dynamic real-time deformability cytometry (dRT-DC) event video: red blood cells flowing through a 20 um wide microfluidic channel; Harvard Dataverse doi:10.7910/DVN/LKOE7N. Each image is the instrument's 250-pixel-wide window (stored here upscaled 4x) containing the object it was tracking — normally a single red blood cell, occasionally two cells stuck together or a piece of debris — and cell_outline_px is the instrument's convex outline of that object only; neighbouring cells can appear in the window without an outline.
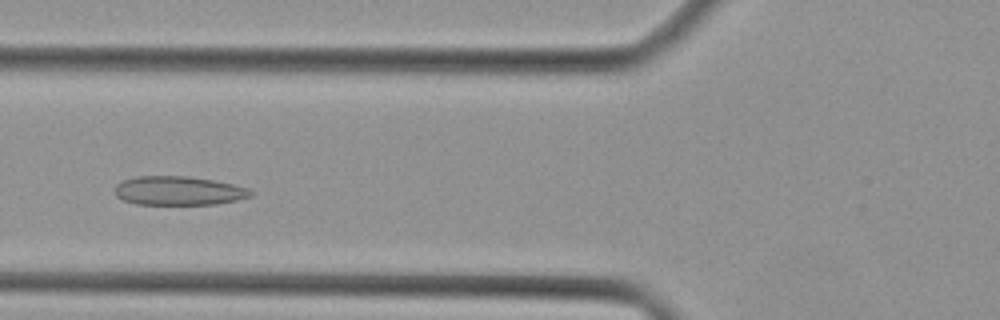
{"species": "Egyptian fruit bat (a non-hibernating species)", "species_latin": "Rousettus aegyptiacus", "temperature_condition": "cold", "stored_images_in_passage": 37, "camera_frame_rate_fps": 3000, "um_per_image_px": 0.085, "animal": {"sex": "female"}, "frame": {"image": 1, "passage_image": 10, "time_ms": 3.0, "image_size_px": [1000, 320], "cell_outline_px": [[256, 192], [252, 196], [236, 200], [216, 204], [136, 204], [124, 200], [116, 196], [116, 184], [124, 180], [136, 176], [188, 176], [212, 180], [232, 184], [248, 188]], "centroid_in_image_um": [15.21, 16.21], "position_along_channel_um": 110.6, "area_um2": 22.83}}
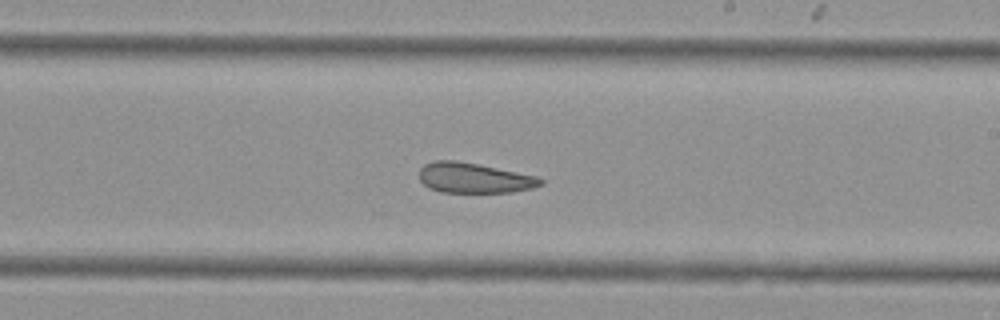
{"frame": {"image": 2, "passage_image": 19, "time_ms": 6.0, "image_size_px": [1000, 320], "cell_outline_px": [[544, 184], [532, 188], [512, 192], [440, 192], [428, 188], [420, 180], [420, 168], [424, 164], [436, 160], [456, 160], [536, 176], [544, 180]], "centroid_in_image_um": [40.28, 15.13], "position_along_channel_um": 248.7, "area_um2": 21.21}}
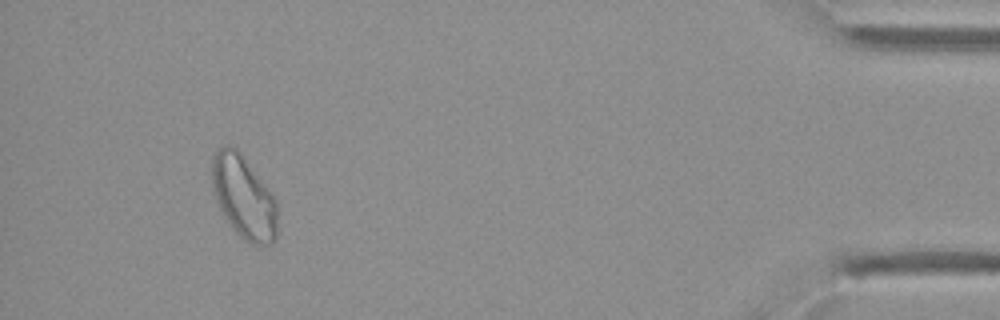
{"frame": {"image": 3, "passage_image": 34, "time_ms": 11.0, "image_size_px": [1000, 320], "cell_outline_px": [[276, 240], [272, 244], [260, 248], [244, 240], [236, 232], [220, 208], [216, 200], [212, 188], [212, 156], [224, 144], [232, 144], [240, 152], [276, 200]], "centroid_in_image_um": [20.71, 16.77], "position_along_channel_um": 414.5, "area_um2": 31.44}}